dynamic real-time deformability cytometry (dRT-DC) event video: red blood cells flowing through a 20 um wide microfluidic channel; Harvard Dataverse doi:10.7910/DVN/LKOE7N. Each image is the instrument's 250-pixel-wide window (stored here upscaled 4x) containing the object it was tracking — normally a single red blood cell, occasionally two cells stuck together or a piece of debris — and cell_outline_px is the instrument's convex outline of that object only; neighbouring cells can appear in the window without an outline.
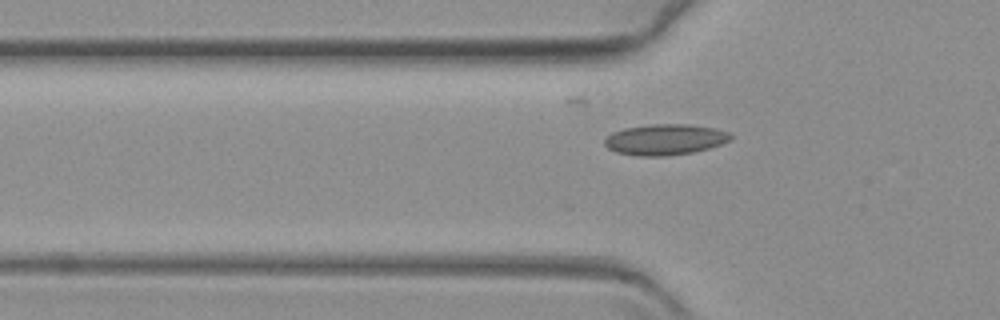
{"species": "common noctule bat (a hibernating species)", "species_latin": "Nyctalus noctula", "temperature_condition": "warm", "stored_images_in_passage": 37, "camera_frame_rate_fps": 3000, "um_per_image_px": 0.085, "animal": {"sex": "female", "body_mass_g": 19.3, "forearm_length_mm": 54.1}, "frame": {"image": 1, "passage_image": 4, "time_ms": 1.0, "image_size_px": [1000, 320], "cell_outline_px": [[732, 140], [708, 148], [692, 152], [664, 156], [636, 156], [616, 152], [608, 148], [604, 144], [604, 140], [612, 132], [624, 128], [652, 124], [688, 124], [716, 128], [732, 132]], "centroid_in_image_um": [56.55, 11.85], "position_along_channel_um": 69.3, "area_um2": 22.77}}
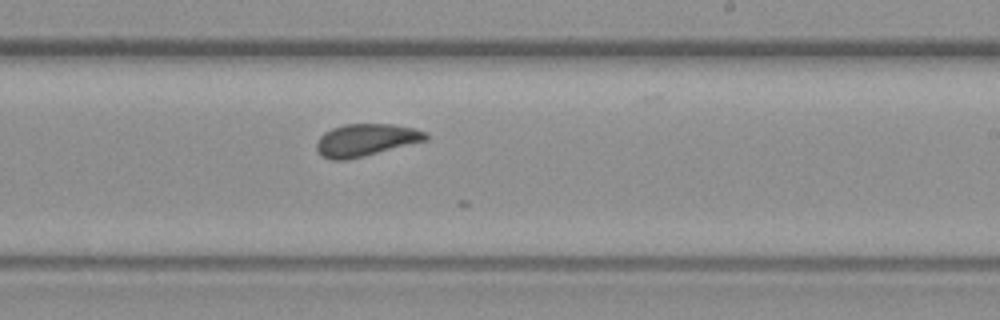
{"frame": {"image": 2, "passage_image": 21, "time_ms": 6.667, "image_size_px": [1000, 320], "cell_outline_px": [[428, 140], [364, 156], [344, 160], [332, 160], [324, 156], [316, 148], [316, 144], [320, 136], [324, 132], [332, 128], [344, 124], [392, 124], [416, 128], [428, 132]], "centroid_in_image_um": [31.14, 11.88], "position_along_channel_um": 257.9, "area_um2": 20.58}}
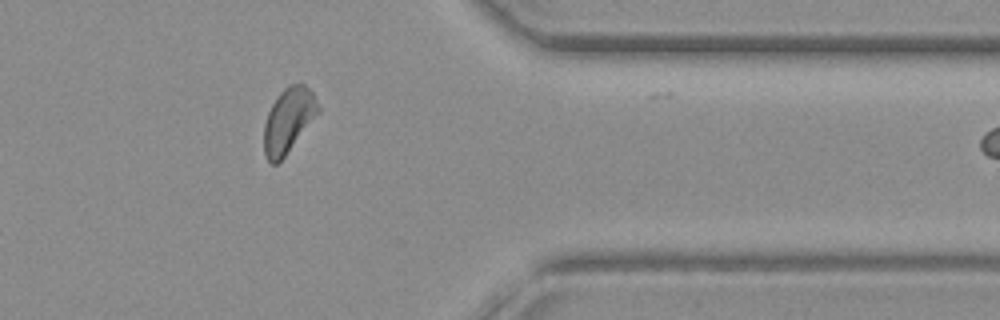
{"frame": {"image": 3, "passage_image": 34, "time_ms": 11.0, "image_size_px": [1000, 320], "cell_outline_px": [[320, 112], [284, 156], [276, 164], [272, 164], [268, 160], [264, 152], [264, 124], [268, 112], [276, 96], [284, 88], [292, 84], [304, 84], [312, 92], [320, 108]], "centroid_in_image_um": [24.51, 10.21], "position_along_channel_um": 386.9, "area_um2": 20.17}}